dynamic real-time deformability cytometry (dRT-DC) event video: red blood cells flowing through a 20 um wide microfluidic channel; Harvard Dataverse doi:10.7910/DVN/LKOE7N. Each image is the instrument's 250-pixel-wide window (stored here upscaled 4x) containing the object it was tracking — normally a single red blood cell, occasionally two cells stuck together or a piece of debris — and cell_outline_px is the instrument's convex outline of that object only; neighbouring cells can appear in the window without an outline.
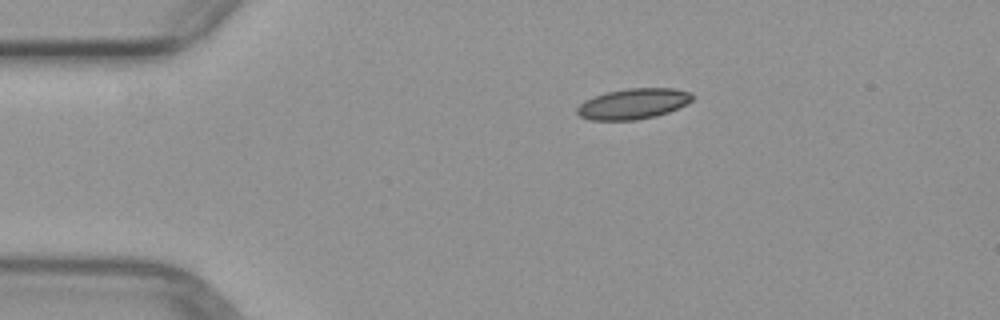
{"species": "common noctule bat (a hibernating species)", "species_latin": "Nyctalus noctula", "temperature_condition": "warm", "stored_images_in_passage": 4, "camera_frame_rate_fps": 3000, "um_per_image_px": 0.085, "animal": {"sex": "female", "body_mass_g": 29.2, "forearm_length_mm": 56.3}, "frame": {"image": 1, "passage_image": 1, "time_ms": 0.0, "image_size_px": [1000, 320], "cell_outline_px": [[692, 100], [668, 112], [656, 116], [636, 120], [592, 120], [580, 116], [576, 112], [576, 108], [584, 100], [608, 92], [628, 88], [676, 88], [692, 92]], "centroid_in_image_um": [53.82, 8.82], "position_along_channel_um": 31.2, "area_um2": 20.4}}
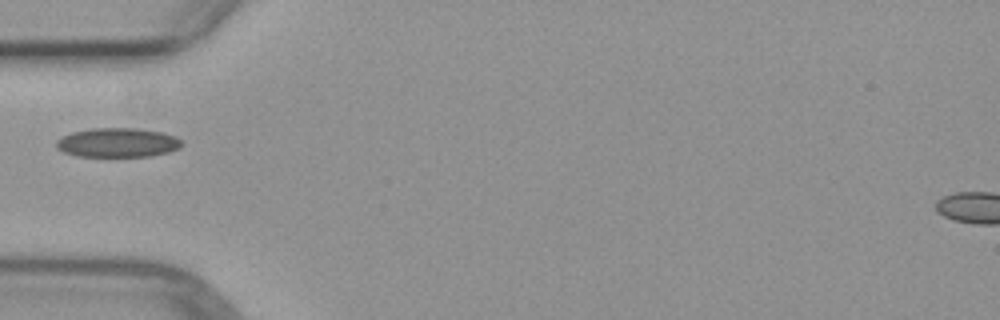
{"frame": {"image": 2, "passage_image": 3, "time_ms": 2.333, "image_size_px": [1000, 320], "cell_outline_px": [[184, 144], [180, 148], [168, 152], [152, 156], [76, 156], [64, 152], [56, 148], [56, 140], [72, 132], [92, 128], [136, 128], [164, 132], [176, 136]], "centroid_in_image_um": [10.03, 12.12], "position_along_channel_um": 75.0, "area_um2": 21.5}}
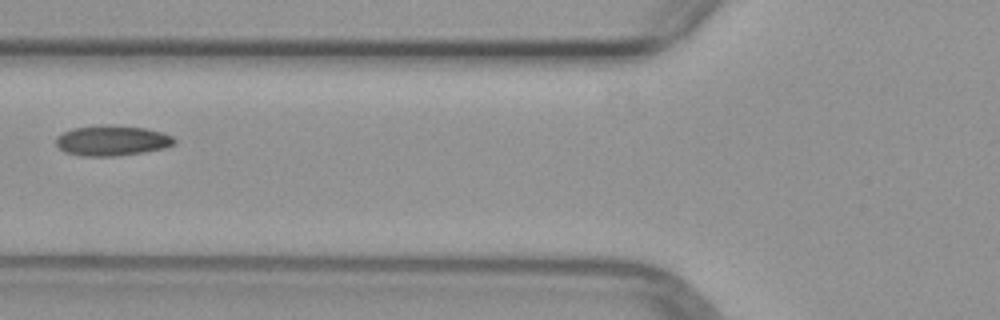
{"frame": {"image": 3, "passage_image": 4, "time_ms": 3.333, "image_size_px": [1000, 320], "cell_outline_px": [[176, 144], [164, 148], [144, 152], [116, 156], [80, 156], [64, 152], [56, 144], [56, 136], [72, 128], [104, 124], [108, 124], [144, 128], [164, 132], [172, 136], [176, 140]], "centroid_in_image_um": [9.53, 11.94], "position_along_channel_um": 116.3, "area_um2": 21.15}}